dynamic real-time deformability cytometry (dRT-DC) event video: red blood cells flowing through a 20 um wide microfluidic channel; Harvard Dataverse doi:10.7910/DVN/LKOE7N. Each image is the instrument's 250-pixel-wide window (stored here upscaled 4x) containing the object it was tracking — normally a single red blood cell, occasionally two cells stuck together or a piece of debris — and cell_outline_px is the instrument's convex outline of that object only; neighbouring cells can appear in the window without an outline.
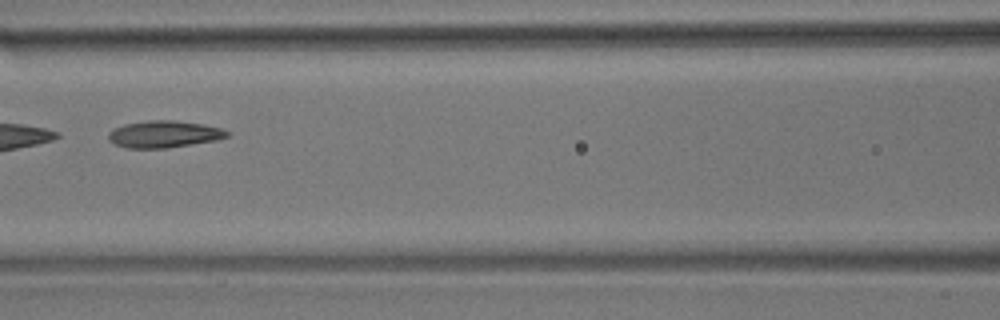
{"species": "common noctule bat (a hibernating species)", "species_latin": "Nyctalus noctula", "temperature_condition": "room temperature", "stored_images_in_passage": 9, "camera_frame_rate_fps": 3000, "um_per_image_px": 0.085, "animal": {"sex": "male", "body_mass_g": 17.9}, "frame": {"image": 1, "passage_image": 7, "time_ms": 7.0, "image_size_px": [1000, 320], "cell_outline_px": [[228, 136], [216, 140], [168, 148], [124, 148], [112, 144], [108, 140], [108, 132], [112, 128], [124, 124], [148, 120], [172, 120], [204, 124], [220, 128], [228, 132]], "centroid_in_image_um": [13.86, 11.41], "position_along_channel_um": 152.7, "area_um2": 18.79}}
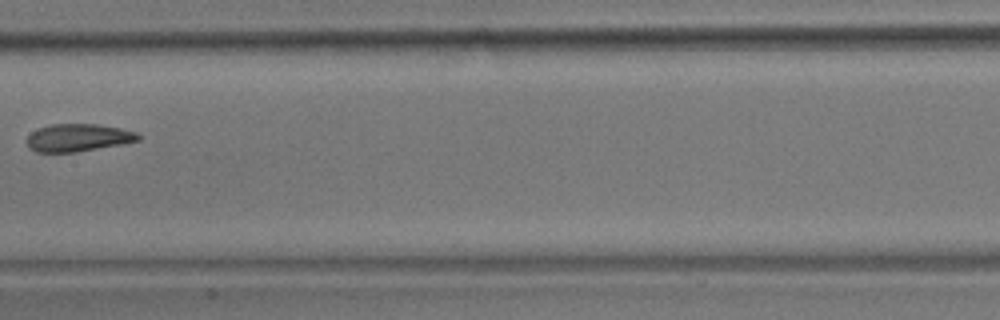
{"frame": {"image": 2, "passage_image": 8, "time_ms": 8.333, "image_size_px": [1000, 320], "cell_outline_px": [[140, 140], [120, 144], [76, 152], [36, 152], [28, 148], [28, 136], [32, 132], [40, 128], [52, 124], [96, 124], [120, 128], [136, 132], [140, 136]], "centroid_in_image_um": [6.63, 11.7], "position_along_channel_um": 200.8, "area_um2": 17.69}}